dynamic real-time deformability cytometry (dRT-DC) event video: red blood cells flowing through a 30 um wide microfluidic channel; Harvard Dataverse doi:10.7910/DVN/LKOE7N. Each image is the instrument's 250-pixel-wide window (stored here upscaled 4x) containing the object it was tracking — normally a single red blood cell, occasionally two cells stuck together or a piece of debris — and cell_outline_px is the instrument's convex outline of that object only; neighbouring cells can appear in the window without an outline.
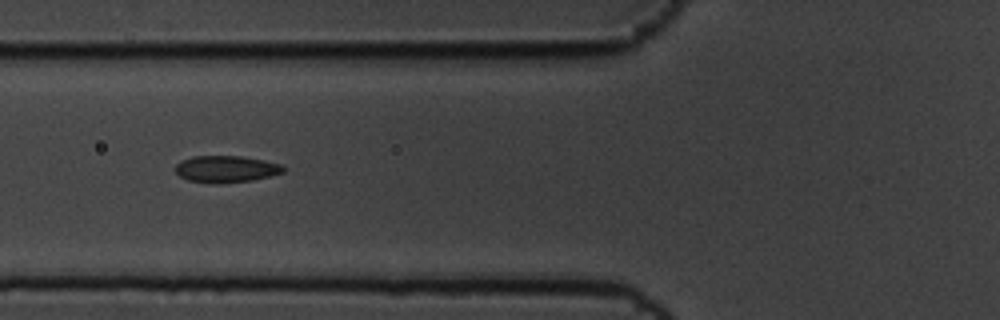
{"species": "common noctule bat (a hibernating species)", "species_latin": "Nyctalus noctula", "temperature_condition": "cold", "stored_images_in_passage": 9, "camera_frame_rate_fps": 3000, "um_per_image_px": 0.085, "animal": {"sex": "male", "body_mass_g": 19.5, "forearm_length_mm": 54.6}, "frame": {"image": 1, "passage_image": 7, "time_ms": 2.0, "image_size_px": [1000, 320], "cell_outline_px": [[284, 172], [252, 180], [216, 184], [212, 184], [188, 180], [180, 176], [176, 172], [176, 164], [180, 160], [192, 156], [240, 156], [264, 160], [280, 164], [284, 168]], "centroid_in_image_um": [19.17, 14.37], "position_along_channel_um": 106.6, "area_um2": 16.82}}
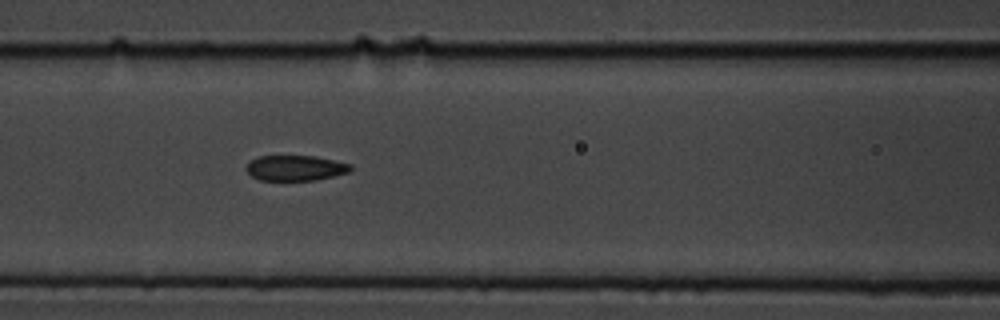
{"frame": {"image": 2, "passage_image": 8, "time_ms": 2.333, "image_size_px": [1000, 320], "cell_outline_px": [[352, 168], [348, 172], [316, 180], [260, 180], [252, 176], [244, 168], [252, 160], [260, 156], [316, 156], [352, 164]], "centroid_in_image_um": [25.12, 14.27], "position_along_channel_um": 141.5, "area_um2": 15.32}}
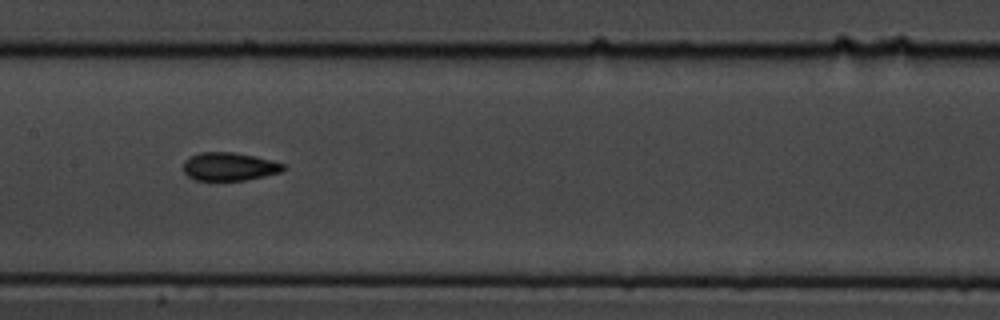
{"frame": {"image": 3, "passage_image": 9, "time_ms": 2.667, "image_size_px": [1000, 320], "cell_outline_px": [[288, 168], [280, 172], [264, 176], [244, 180], [196, 180], [188, 176], [184, 172], [184, 160], [200, 152], [232, 152], [256, 156], [284, 164]], "centroid_in_image_um": [19.5, 14.15], "position_along_channel_um": 187.9, "area_um2": 16.36}}